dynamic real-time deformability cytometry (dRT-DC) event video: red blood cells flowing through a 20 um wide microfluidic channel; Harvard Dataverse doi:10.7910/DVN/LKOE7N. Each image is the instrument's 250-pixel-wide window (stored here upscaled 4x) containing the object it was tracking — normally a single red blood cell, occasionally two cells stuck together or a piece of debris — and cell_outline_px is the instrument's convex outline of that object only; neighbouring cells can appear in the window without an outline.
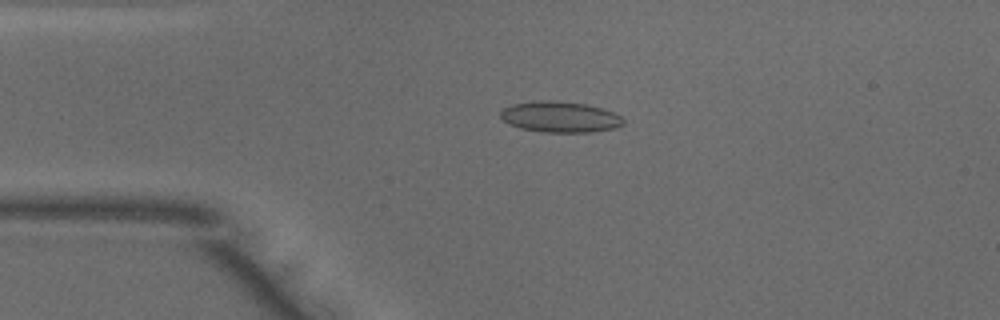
{"species": "common noctule bat (a hibernating species)", "species_latin": "Nyctalus noctula", "temperature_condition": "warm", "stored_images_in_passage": 50, "camera_frame_rate_fps": 3000, "um_per_image_px": 0.085, "animal": {"sex": "male", "body_mass_g": 18.8}, "frame": {"image": 1, "passage_image": 11, "time_ms": 3.333, "image_size_px": [1000, 320], "cell_outline_px": [[624, 124], [616, 128], [592, 132], [544, 132], [520, 128], [508, 124], [500, 116], [500, 112], [504, 108], [512, 104], [540, 100], [552, 100], [584, 104], [604, 108], [620, 116], [624, 120]], "centroid_in_image_um": [47.61, 9.94], "position_along_channel_um": 37.4, "area_um2": 22.14}}
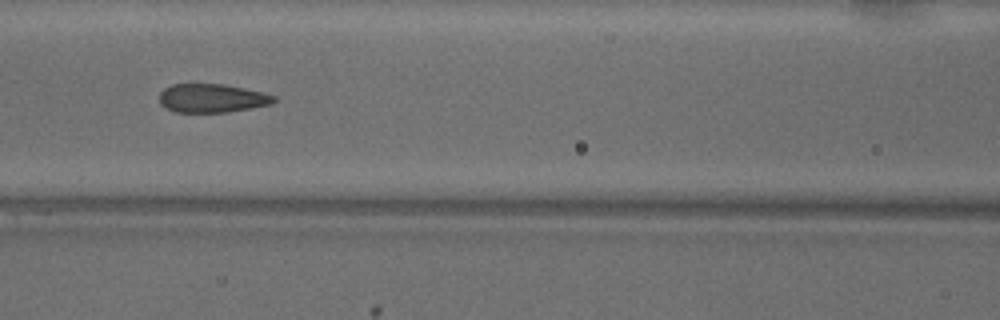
{"frame": {"image": 2, "passage_image": 21, "time_ms": 6.667, "image_size_px": [1000, 320], "cell_outline_px": [[276, 100], [272, 104], [228, 112], [176, 112], [160, 104], [160, 92], [164, 88], [172, 84], [224, 84], [244, 88], [276, 96]], "centroid_in_image_um": [18.02, 8.34], "position_along_channel_um": 148.6, "area_um2": 19.02}}
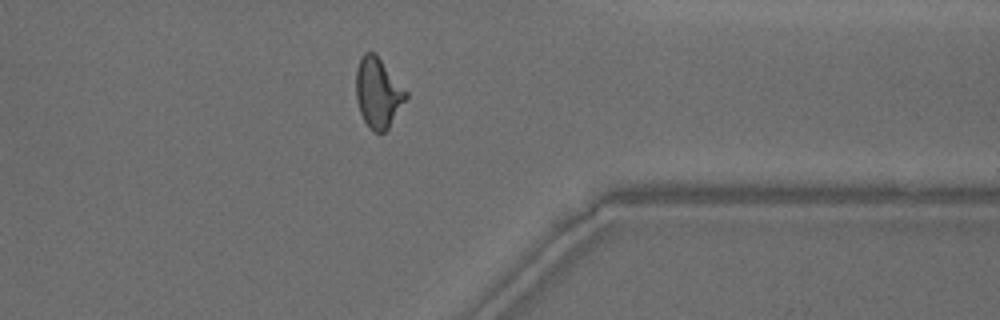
{"frame": {"image": 3, "passage_image": 39, "time_ms": 12.667, "image_size_px": [1000, 320], "cell_outline_px": [[408, 96], [388, 128], [384, 132], [372, 132], [368, 128], [360, 112], [356, 100], [356, 72], [360, 60], [364, 52], [376, 52], [408, 92]], "centroid_in_image_um": [32.13, 7.87], "position_along_channel_um": 379.3, "area_um2": 20.46}, "authors_computed_cell_mechanics": {"area_um2": 20.3167, "velocity_mm_per_s": 4.0358, "shape_relaxation_time_tau1_ms": 9.9943, "shape_relaxation_time_tau2_ms": 1.0822, "deformation_change_tau1": 0.2262, "deformation_change_tau2": 0.0666}}